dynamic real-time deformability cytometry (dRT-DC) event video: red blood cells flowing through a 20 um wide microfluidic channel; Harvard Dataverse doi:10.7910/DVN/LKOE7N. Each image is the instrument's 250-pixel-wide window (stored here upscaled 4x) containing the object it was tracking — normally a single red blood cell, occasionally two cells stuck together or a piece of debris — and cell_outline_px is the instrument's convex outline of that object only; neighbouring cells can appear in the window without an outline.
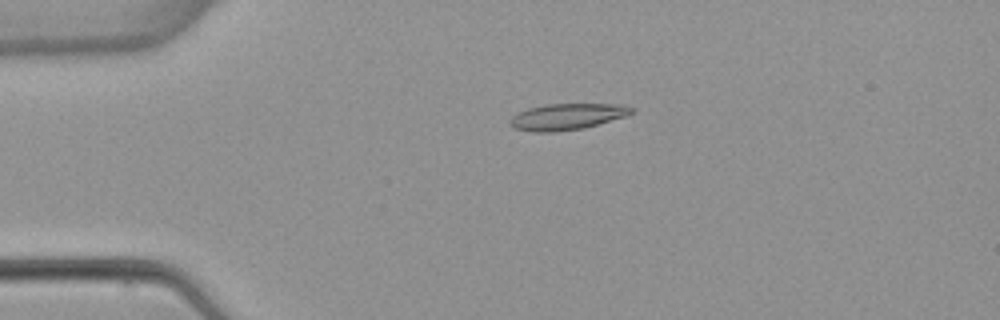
{"species": "common noctule bat (a hibernating species)", "species_latin": "Nyctalus noctula", "temperature_condition": "warm", "stored_images_in_passage": 1, "camera_frame_rate_fps": 3000, "um_per_image_px": 0.085, "animal": {"sex": "female", "body_mass_g": 22.7, "forearm_length_mm": 54.2}, "frame": {"image": 1, "passage_image": 1, "time_ms": 0.0, "image_size_px": [1000, 320], "cell_outline_px": [[636, 112], [628, 116], [584, 128], [552, 132], [532, 132], [516, 128], [508, 120], [512, 116], [528, 108], [548, 104], [624, 104], [636, 108]], "centroid_in_image_um": [48.3, 9.91], "position_along_channel_um": 36.7, "area_um2": 18.73}}